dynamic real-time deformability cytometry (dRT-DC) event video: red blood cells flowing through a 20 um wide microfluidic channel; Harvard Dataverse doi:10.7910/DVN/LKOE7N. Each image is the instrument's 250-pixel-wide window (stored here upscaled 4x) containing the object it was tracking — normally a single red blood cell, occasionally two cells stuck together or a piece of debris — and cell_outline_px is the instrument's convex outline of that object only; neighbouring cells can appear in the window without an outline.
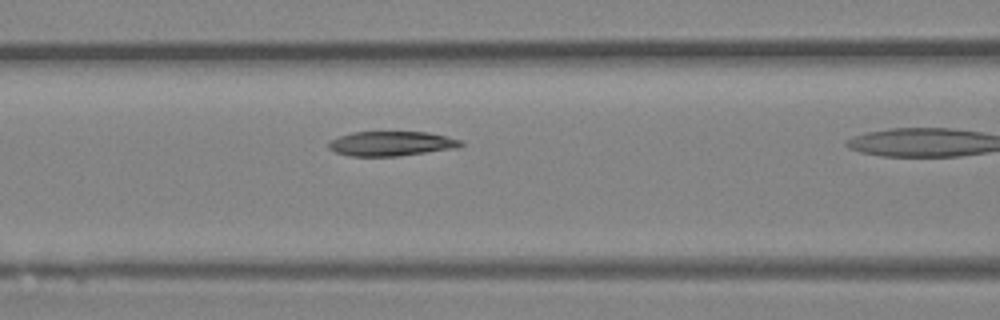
{"species": "Egyptian fruit bat (a non-hibernating species)", "species_latin": "Rousettus aegyptiacus", "temperature_condition": "room temperature", "stored_images_in_passage": 24, "camera_frame_rate_fps": 3000, "um_per_image_px": 0.085, "animal": {"sex": "female"}, "frame": {"image": 1, "passage_image": 17, "time_ms": 5.333, "image_size_px": [1000, 320], "cell_outline_px": [[464, 144], [456, 148], [396, 156], [348, 156], [336, 152], [328, 148], [328, 140], [352, 132], [428, 132], [460, 140]], "centroid_in_image_um": [33.2, 12.2], "position_along_channel_um": 133.4, "area_um2": 18.84}}